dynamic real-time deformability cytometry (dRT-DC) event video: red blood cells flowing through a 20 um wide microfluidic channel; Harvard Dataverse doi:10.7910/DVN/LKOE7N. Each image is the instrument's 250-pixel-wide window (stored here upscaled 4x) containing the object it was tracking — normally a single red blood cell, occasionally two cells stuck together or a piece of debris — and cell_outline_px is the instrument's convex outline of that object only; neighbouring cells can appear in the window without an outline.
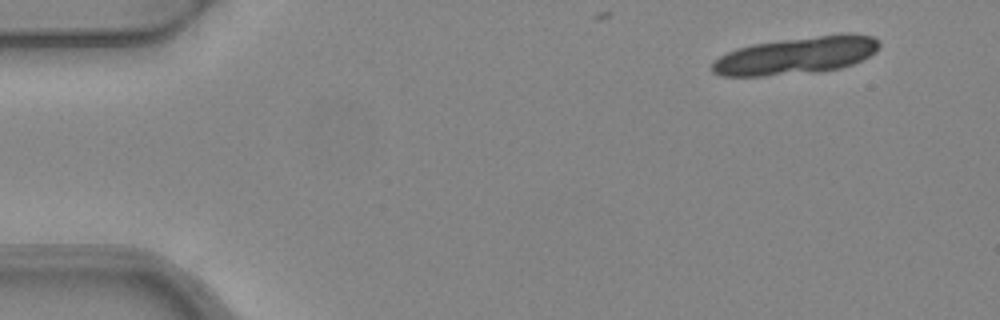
{"species": "common noctule bat (a hibernating species)", "species_latin": "Nyctalus noctula", "temperature_condition": "warm", "stored_images_in_passage": 3, "camera_frame_rate_fps": 3000, "um_per_image_px": 0.085, "animal": {"sex": "female", "body_mass_g": 24.6, "forearm_length_mm": 56.2}, "frame": {"image": 1, "passage_image": 1, "time_ms": 0.0, "image_size_px": [1000, 320], "cell_outline_px": [[880, 44], [876, 52], [852, 64], [840, 68], [820, 72], [764, 76], [720, 76], [712, 72], [712, 60], [736, 48], [752, 44], [840, 32], [848, 32], [872, 36], [880, 40]], "centroid_in_image_um": [67.7, 4.71], "position_along_channel_um": 17.3, "area_um2": 36.88}}